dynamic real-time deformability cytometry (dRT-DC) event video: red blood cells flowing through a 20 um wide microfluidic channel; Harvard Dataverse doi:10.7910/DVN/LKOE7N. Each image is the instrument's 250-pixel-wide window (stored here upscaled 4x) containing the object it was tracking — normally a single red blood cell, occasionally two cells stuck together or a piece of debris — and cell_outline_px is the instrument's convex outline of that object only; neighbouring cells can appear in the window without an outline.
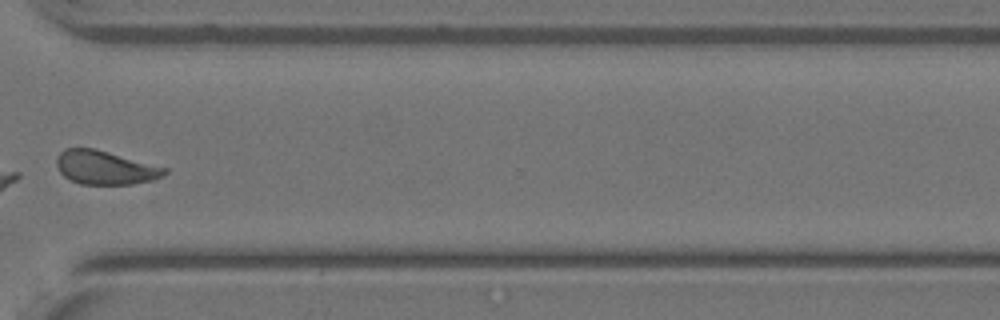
{"species": "Egyptian fruit bat (a non-hibernating species)", "species_latin": "Rousettus aegyptiacus", "temperature_condition": "warm", "stored_images_in_passage": 34, "camera_frame_rate_fps": 3000, "um_per_image_px": 0.085, "animal": {"sex": "female"}, "frame": {"image": 1, "passage_image": 25, "time_ms": 8.0, "image_size_px": [1000, 320], "cell_outline_px": [[168, 172], [152, 180], [132, 184], [80, 184], [64, 176], [60, 172], [56, 164], [56, 156], [64, 148], [92, 148], [168, 168]], "centroid_in_image_um": [8.9, 14.24], "position_along_channel_um": 361.7, "area_um2": 20.98}}